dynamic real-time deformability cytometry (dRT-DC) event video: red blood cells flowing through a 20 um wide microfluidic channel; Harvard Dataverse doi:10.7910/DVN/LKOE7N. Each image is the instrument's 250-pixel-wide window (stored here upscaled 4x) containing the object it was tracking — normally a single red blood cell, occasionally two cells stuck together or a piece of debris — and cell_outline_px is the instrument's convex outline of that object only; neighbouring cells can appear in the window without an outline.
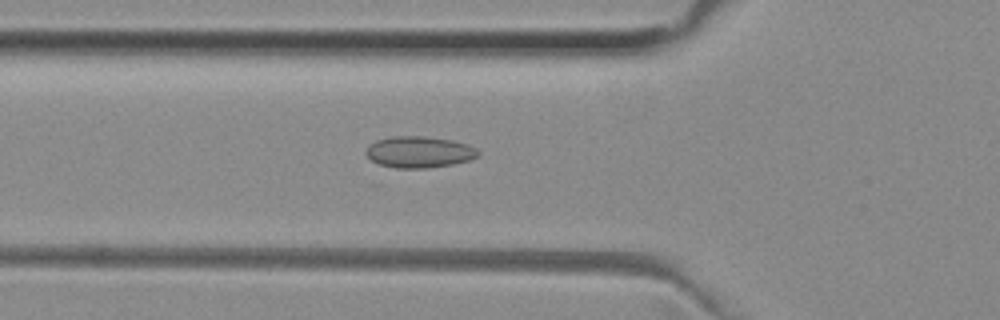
{"species": "common noctule bat (a hibernating species)", "species_latin": "Nyctalus noctula", "temperature_condition": "room temperature", "stored_images_in_passage": 52, "camera_frame_rate_fps": 3000, "um_per_image_px": 0.085, "animal": {"sex": "female", "body_mass_g": 29.2, "forearm_length_mm": 56.3}, "frame": {"image": 1, "passage_image": 18, "time_ms": 5.667, "image_size_px": [1000, 320], "cell_outline_px": [[480, 156], [468, 160], [452, 164], [428, 168], [396, 168], [380, 164], [372, 160], [364, 152], [376, 140], [392, 136], [424, 136], [452, 140], [468, 144], [476, 148], [480, 152]], "centroid_in_image_um": [35.67, 12.92], "position_along_channel_um": 90.1, "area_um2": 20.46}}
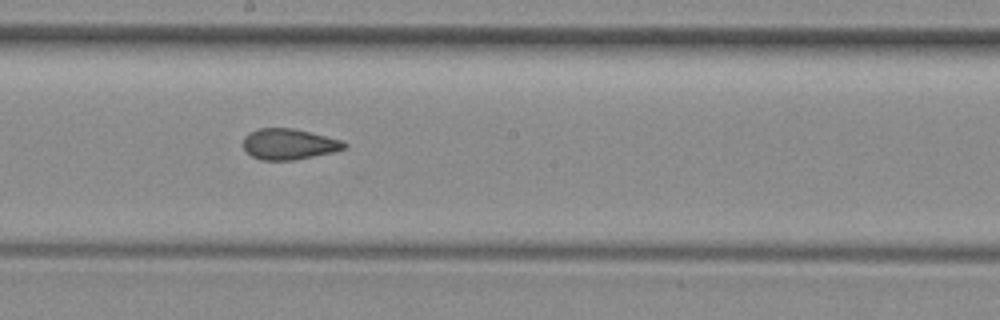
{"frame": {"image": 2, "passage_image": 28, "time_ms": 9.0, "image_size_px": [1000, 320], "cell_outline_px": [[348, 148], [336, 152], [296, 160], [260, 160], [252, 156], [244, 148], [244, 136], [248, 132], [260, 128], [292, 128], [340, 140], [348, 144]], "centroid_in_image_um": [24.58, 12.26], "position_along_channel_um": 223.6, "area_um2": 18.21}}
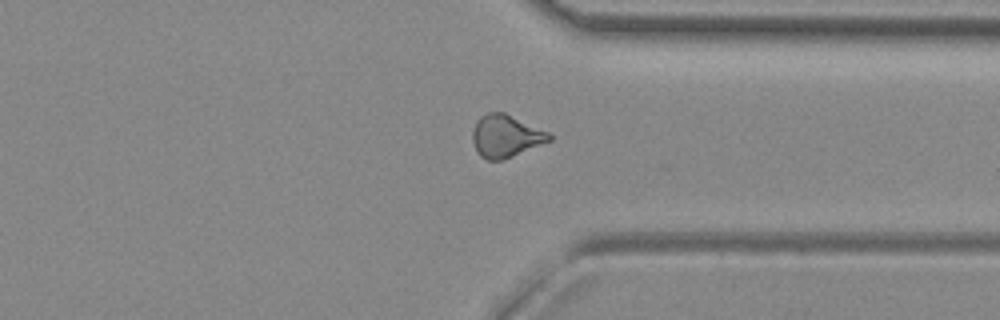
{"frame": {"image": 3, "passage_image": 39, "time_ms": 12.667, "image_size_px": [1000, 320], "cell_outline_px": [[552, 140], [504, 160], [488, 160], [480, 156], [476, 152], [472, 140], [472, 132], [476, 120], [480, 116], [488, 112], [504, 112], [548, 132], [552, 136]], "centroid_in_image_um": [42.96, 11.57], "position_along_channel_um": 368.4, "area_um2": 19.07}, "authors_computed_cell_mechanics": {"area_um2": 18.9873, "velocity_mm_per_s": 3.9897, "shape_relaxation_time_tau1_ms": null, "shape_relaxation_time_tau2_ms": 1.4364, "deformation_change_tau1": null, "deformation_change_tau2": 0.0793}}